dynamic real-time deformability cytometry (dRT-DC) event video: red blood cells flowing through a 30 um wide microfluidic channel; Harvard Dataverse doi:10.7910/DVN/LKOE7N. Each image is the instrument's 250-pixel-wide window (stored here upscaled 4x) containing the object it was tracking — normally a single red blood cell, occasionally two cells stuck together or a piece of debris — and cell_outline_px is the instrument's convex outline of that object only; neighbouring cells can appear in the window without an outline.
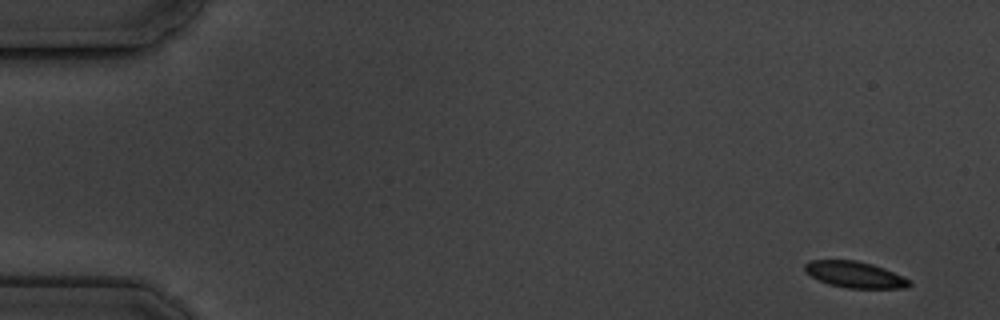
{"species": "common noctule bat (a hibernating species)", "species_latin": "Nyctalus noctula", "temperature_condition": "cold", "stored_images_in_passage": 5, "camera_frame_rate_fps": 3000, "um_per_image_px": 0.085, "animal": {"sex": "male", "body_mass_g": 19.5, "forearm_length_mm": 54.6}, "frame": {"image": 1, "passage_image": 1, "time_ms": 0.0, "image_size_px": [1000, 320], "cell_outline_px": [[912, 284], [904, 288], [848, 288], [828, 284], [812, 276], [804, 268], [804, 264], [808, 260], [856, 260], [872, 264], [884, 268], [904, 276], [912, 280]], "centroid_in_image_um": [72.7, 23.34], "position_along_channel_um": 12.3, "area_um2": 16.01}}
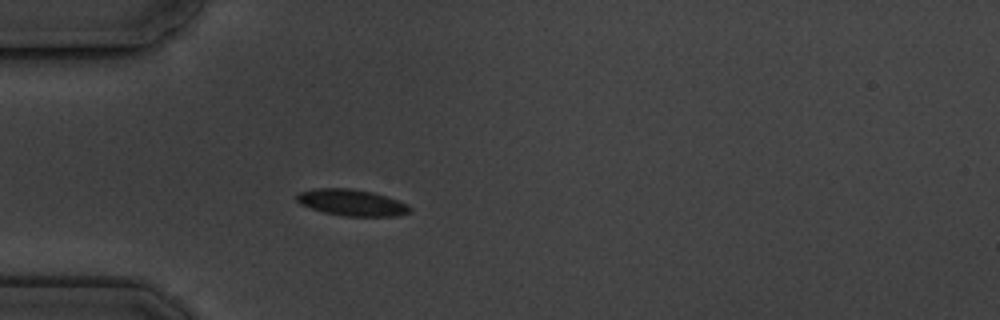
{"frame": {"image": 2, "passage_image": 5, "time_ms": 4.667, "image_size_px": [1000, 320], "cell_outline_px": [[412, 212], [396, 216], [344, 216], [324, 212], [300, 204], [296, 200], [296, 196], [300, 192], [312, 188], [352, 188], [372, 192], [408, 204], [412, 208]], "centroid_in_image_um": [29.9, 17.22], "position_along_channel_um": 55.1, "area_um2": 17.4}}